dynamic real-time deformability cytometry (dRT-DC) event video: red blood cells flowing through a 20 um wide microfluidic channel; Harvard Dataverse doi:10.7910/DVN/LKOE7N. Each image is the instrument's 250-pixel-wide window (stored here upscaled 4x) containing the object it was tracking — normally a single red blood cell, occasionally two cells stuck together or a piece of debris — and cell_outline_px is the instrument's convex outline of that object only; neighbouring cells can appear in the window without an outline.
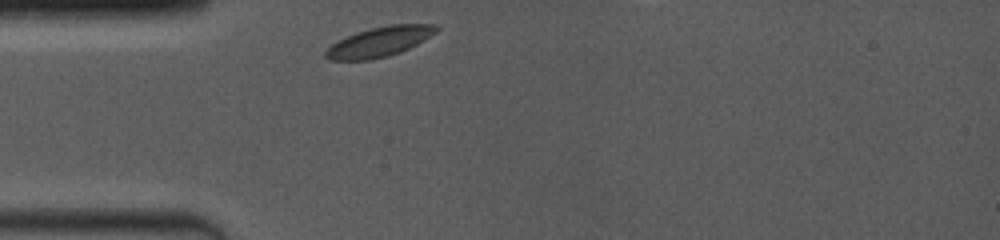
{"species": "common noctule bat (a hibernating species)", "species_latin": "Nyctalus noctula", "temperature_condition": "room temperature", "stored_images_in_passage": 45, "camera_frame_rate_fps": 4000, "um_per_image_px": 0.085, "animal": {"sex": "female", "body_mass_g": 19.0, "forearm_length_mm": 53.3}, "frame": {"image": 1, "passage_image": 1, "time_ms": 0.0, "image_size_px": [1000, 240], "cell_outline_px": [[440, 28], [436, 32], [416, 44], [400, 52], [388, 56], [368, 60], [328, 60], [324, 56], [324, 52], [332, 44], [356, 32], [388, 24], [436, 24]], "centroid_in_image_um": [32.25, 3.55], "position_along_channel_um": 52.7, "area_um2": 19.07}}
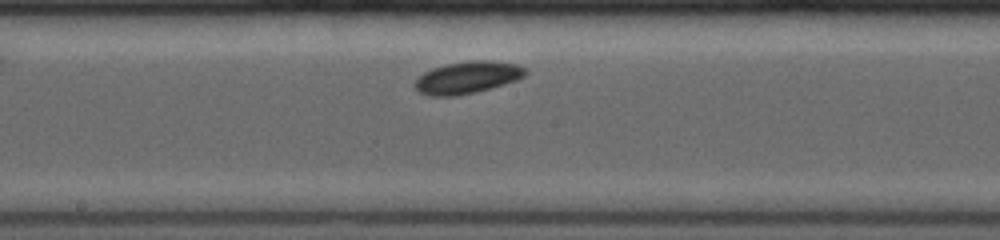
{"frame": {"image": 2, "passage_image": 26, "time_ms": 4.25, "image_size_px": [1000, 240], "cell_outline_px": [[528, 72], [524, 76], [516, 80], [504, 84], [476, 92], [456, 96], [428, 96], [420, 92], [412, 84], [424, 72], [432, 68], [448, 64], [472, 60], [492, 60], [516, 64], [524, 68]], "centroid_in_image_um": [39.72, 6.59], "position_along_channel_um": 208.5, "area_um2": 20.63}}
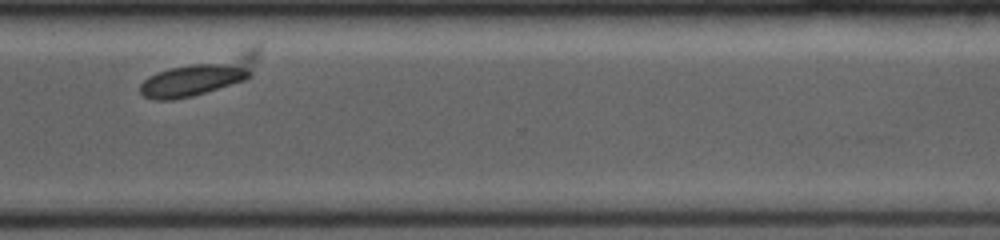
{"frame": {"image": 3, "passage_image": 44, "time_ms": 8.0, "image_size_px": [1000, 240], "cell_outline_px": [[260, 52], [252, 76], [244, 80], [192, 96], [172, 100], [156, 100], [144, 96], [140, 92], [140, 84], [148, 76], [156, 72], [168, 68], [252, 44], [260, 44]], "centroid_in_image_um": [17.17, 6.34], "position_along_channel_um": 353.4, "area_um2": 26.7}}